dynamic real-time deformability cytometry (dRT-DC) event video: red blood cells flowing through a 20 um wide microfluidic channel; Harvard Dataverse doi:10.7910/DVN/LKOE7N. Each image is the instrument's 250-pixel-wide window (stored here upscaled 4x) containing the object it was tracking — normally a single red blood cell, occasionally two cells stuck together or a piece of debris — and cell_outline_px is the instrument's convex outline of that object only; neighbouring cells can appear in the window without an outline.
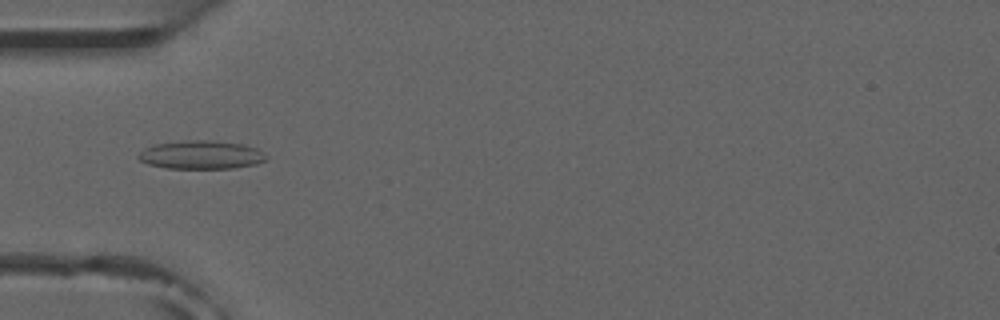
{"species": "common noctule bat (a hibernating species)", "species_latin": "Nyctalus noctula", "temperature_condition": "room temperature", "stored_images_in_passage": 8, "camera_frame_rate_fps": 3000, "um_per_image_px": 0.085, "animal": {"sex": "male", "forearm_length_mm": 52.5}, "frame": {"image": 1, "passage_image": 5, "time_ms": 5.333, "image_size_px": [1000, 320], "cell_outline_px": [[268, 160], [256, 164], [232, 168], [168, 168], [148, 164], [140, 160], [136, 156], [144, 148], [156, 144], [188, 140], [212, 140], [244, 144], [256, 148]], "centroid_in_image_um": [17.08, 13.16], "position_along_channel_um": 67.9, "area_um2": 21.04}}
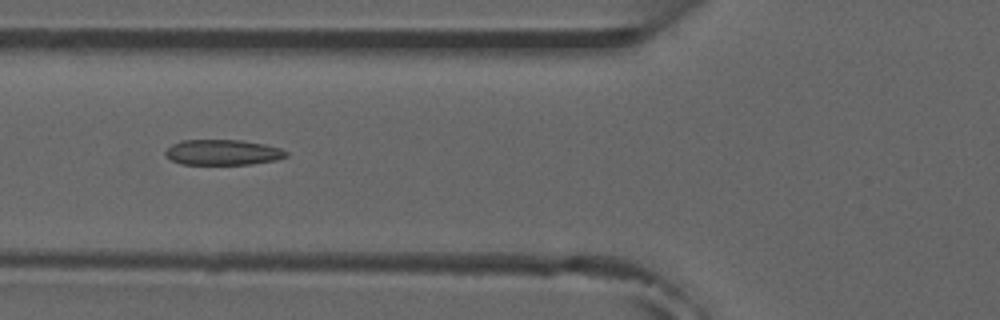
{"frame": {"image": 2, "passage_image": 6, "time_ms": 6.333, "image_size_px": [1000, 320], "cell_outline_px": [[288, 156], [276, 160], [252, 164], [180, 164], [164, 156], [164, 152], [172, 144], [180, 140], [240, 140], [264, 144], [280, 148], [288, 152]], "centroid_in_image_um": [18.92, 12.95], "position_along_channel_um": 106.9, "area_um2": 17.98}}
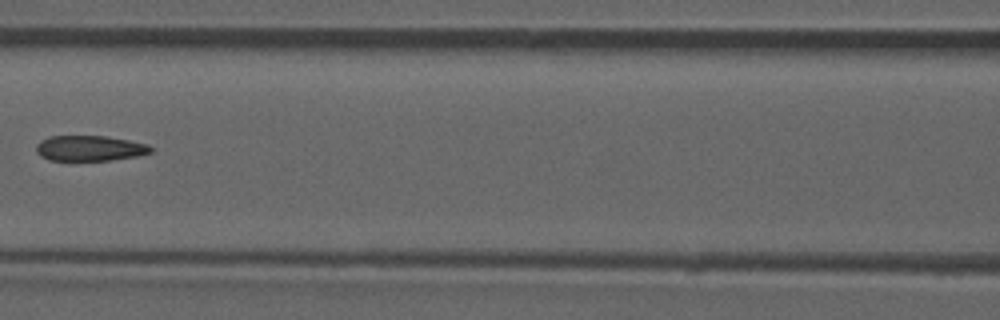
{"frame": {"image": 3, "passage_image": 7, "time_ms": 7.667, "image_size_px": [1000, 320], "cell_outline_px": [[152, 152], [136, 156], [112, 160], [48, 160], [40, 156], [36, 152], [36, 144], [40, 140], [48, 136], [104, 136], [128, 140], [148, 144], [152, 148]], "centroid_in_image_um": [7.59, 12.6], "position_along_channel_um": 159.0, "area_um2": 16.99}}